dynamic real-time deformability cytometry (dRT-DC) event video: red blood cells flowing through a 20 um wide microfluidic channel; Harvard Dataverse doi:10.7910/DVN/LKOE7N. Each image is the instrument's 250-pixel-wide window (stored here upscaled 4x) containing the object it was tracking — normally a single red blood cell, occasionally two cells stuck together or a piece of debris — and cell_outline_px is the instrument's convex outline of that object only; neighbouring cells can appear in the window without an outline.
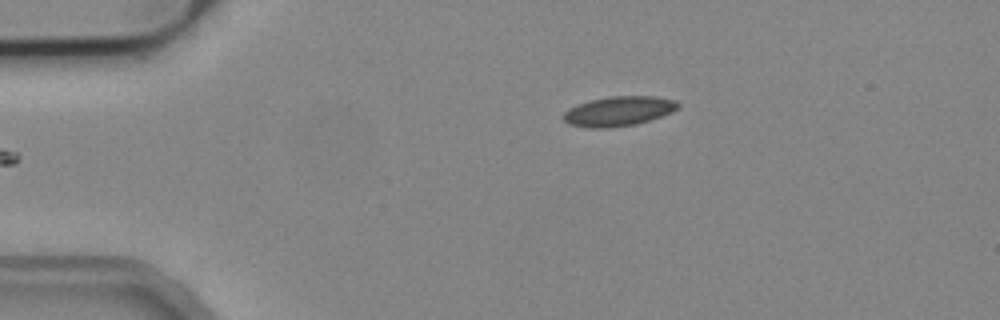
{"species": "common noctule bat (a hibernating species)", "species_latin": "Nyctalus noctula", "temperature_condition": "cold", "stored_images_in_passage": 3, "camera_frame_rate_fps": 3000, "um_per_image_px": 0.085, "animal": {"sex": "male", "body_mass_g": 19.2, "forearm_length_mm": 51.8}, "frame": {"image": 1, "passage_image": 1, "time_ms": 0.0, "image_size_px": [1000, 320], "cell_outline_px": [[680, 108], [672, 112], [636, 124], [608, 128], [588, 128], [568, 124], [564, 120], [564, 112], [568, 108], [576, 104], [588, 100], [608, 96], [656, 96], [676, 100], [680, 104]], "centroid_in_image_um": [52.57, 9.44], "position_along_channel_um": 32.4, "area_um2": 20.06}}
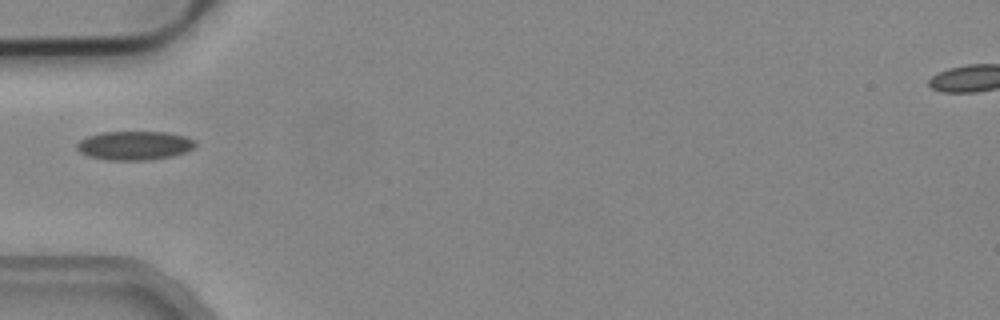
{"frame": {"image": 2, "passage_image": 3, "time_ms": 0.667, "image_size_px": [1000, 320], "cell_outline_px": [[196, 144], [192, 148], [184, 152], [172, 156], [148, 160], [108, 160], [88, 156], [80, 152], [76, 148], [76, 144], [80, 140], [88, 136], [100, 132], [168, 132], [184, 136], [196, 140]], "centroid_in_image_um": [11.41, 12.36], "position_along_channel_um": 73.6, "area_um2": 19.94}}